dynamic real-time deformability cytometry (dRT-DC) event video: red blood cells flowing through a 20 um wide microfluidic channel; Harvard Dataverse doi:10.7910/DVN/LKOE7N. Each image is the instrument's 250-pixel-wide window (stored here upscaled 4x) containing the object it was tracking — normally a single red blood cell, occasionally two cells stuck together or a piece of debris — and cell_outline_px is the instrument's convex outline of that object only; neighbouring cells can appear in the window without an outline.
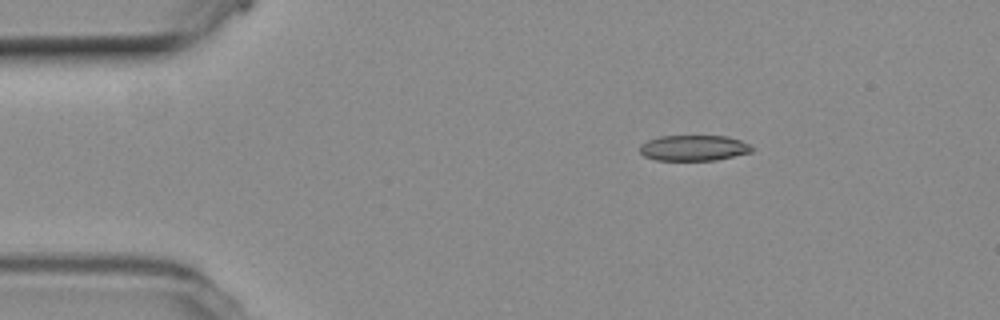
{"species": "common noctule bat (a hibernating species)", "species_latin": "Nyctalus noctula", "temperature_condition": "room temperature", "stored_images_in_passage": 5, "camera_frame_rate_fps": 3000, "um_per_image_px": 0.085, "animal": {"sex": "female", "body_mass_g": 19.3, "forearm_length_mm": 54.1}, "frame": {"image": 1, "passage_image": 3, "time_ms": 0.667, "image_size_px": [1000, 320], "cell_outline_px": [[756, 148], [752, 152], [716, 160], [656, 160], [644, 156], [640, 152], [640, 144], [648, 140], [660, 136], [728, 136], [740, 140]], "centroid_in_image_um": [58.98, 12.57], "position_along_channel_um": 26.0, "area_um2": 16.82}}